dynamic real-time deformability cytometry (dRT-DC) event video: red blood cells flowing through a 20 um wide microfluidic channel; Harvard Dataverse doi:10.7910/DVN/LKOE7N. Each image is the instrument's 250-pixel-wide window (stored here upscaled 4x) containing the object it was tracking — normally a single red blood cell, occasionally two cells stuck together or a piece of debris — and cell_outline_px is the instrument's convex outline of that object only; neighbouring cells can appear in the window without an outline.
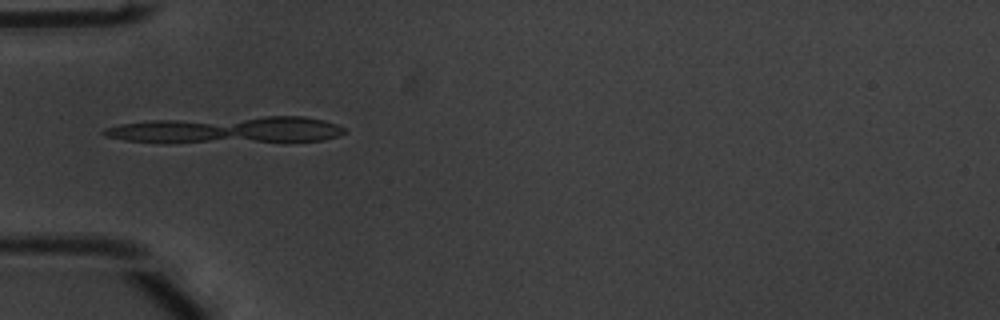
{"species": "common noctule bat (a hibernating species)", "species_latin": "Nyctalus noctula", "temperature_condition": "warm", "stored_images_in_passage": 24, "camera_frame_rate_fps": 3000, "um_per_image_px": 0.085, "animal": {"sex": "male", "body_mass_g": 20.1, "forearm_length_mm": 53.5}, "frame": {"image": 1, "passage_image": 17, "time_ms": 5.333, "image_size_px": [1000, 320], "cell_outline_px": [[348, 132], [324, 140], [124, 140], [104, 136], [100, 132], [104, 128], [120, 124], [152, 120], [264, 116], [304, 116], [324, 120], [336, 124], [344, 128]], "centroid_in_image_um": [19.36, 10.98], "position_along_channel_um": 65.6, "area_um2": 35.49}}